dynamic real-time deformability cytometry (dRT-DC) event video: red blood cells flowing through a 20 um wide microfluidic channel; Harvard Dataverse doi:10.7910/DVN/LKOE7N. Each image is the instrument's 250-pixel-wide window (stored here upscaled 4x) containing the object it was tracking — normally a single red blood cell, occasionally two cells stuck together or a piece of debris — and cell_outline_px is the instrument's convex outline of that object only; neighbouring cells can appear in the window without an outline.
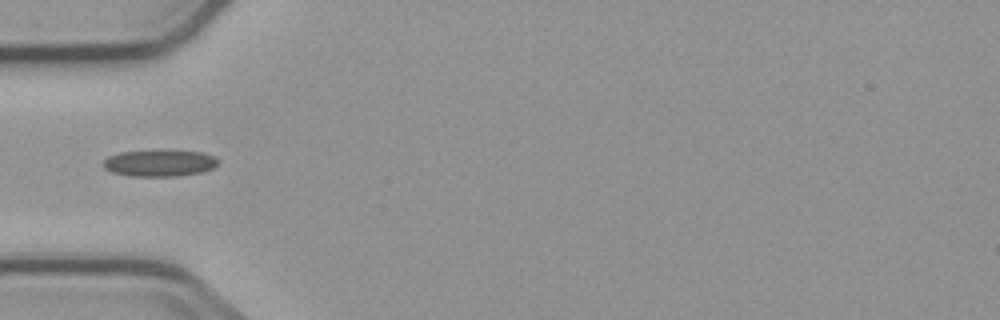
{"species": "common noctule bat (a hibernating species)", "species_latin": "Nyctalus noctula", "temperature_condition": "cold", "stored_images_in_passage": 4, "camera_frame_rate_fps": 3000, "um_per_image_px": 0.085, "animal": {"sex": "male", "body_mass_g": 23.1, "forearm_length_mm": 52.7}, "frame": {"image": 1, "passage_image": 1, "time_ms": 0.0, "image_size_px": [1000, 320], "cell_outline_px": [[220, 164], [204, 172], [176, 176], [128, 176], [112, 172], [104, 168], [100, 164], [108, 156], [120, 152], [204, 152], [220, 160]], "centroid_in_image_um": [13.56, 13.9], "position_along_channel_um": 71.4, "area_um2": 17.51}}
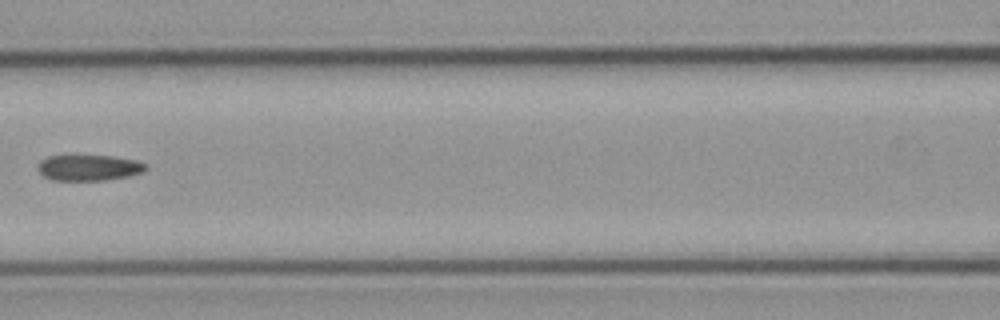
{"frame": {"image": 2, "passage_image": 3, "time_ms": 2.333, "image_size_px": [1000, 320], "cell_outline_px": [[148, 168], [144, 172], [128, 176], [104, 180], [52, 180], [44, 176], [36, 168], [40, 160], [48, 156], [112, 156], [136, 160], [148, 164]], "centroid_in_image_um": [7.57, 14.25], "position_along_channel_um": 159.0, "area_um2": 16.3}}
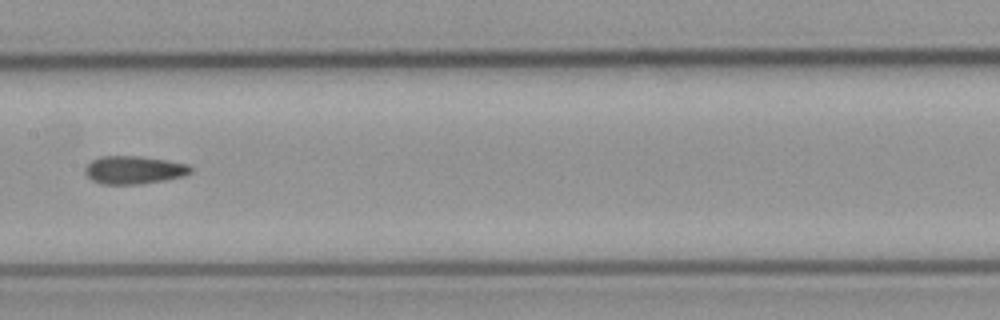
{"frame": {"image": 3, "passage_image": 4, "time_ms": 3.333, "image_size_px": [1000, 320], "cell_outline_px": [[192, 172], [184, 176], [164, 180], [140, 184], [100, 184], [92, 180], [84, 172], [84, 168], [92, 160], [100, 156], [140, 156], [188, 164], [192, 168]], "centroid_in_image_um": [11.37, 14.45], "position_along_channel_um": 196.0, "area_um2": 17.22}}